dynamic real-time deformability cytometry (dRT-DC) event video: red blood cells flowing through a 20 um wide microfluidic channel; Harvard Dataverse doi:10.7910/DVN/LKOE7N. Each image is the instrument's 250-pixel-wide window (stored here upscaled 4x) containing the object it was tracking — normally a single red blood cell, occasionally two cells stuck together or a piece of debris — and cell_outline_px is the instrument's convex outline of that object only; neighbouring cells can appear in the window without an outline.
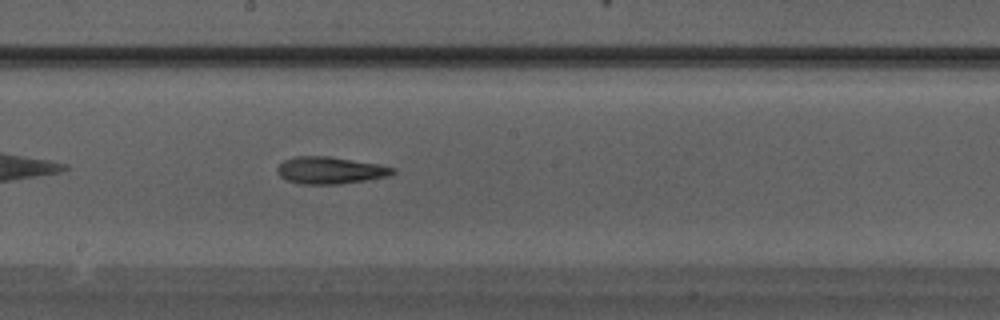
{"species": "Egyptian fruit bat (a non-hibernating species)", "species_latin": "Rousettus aegyptiacus", "temperature_condition": "warm", "stored_images_in_passage": 26, "camera_frame_rate_fps": 3000, "um_per_image_px": 0.085, "animal": {"sex": "male"}, "frame": {"image": 1, "passage_image": 11, "time_ms": 3.333, "image_size_px": [1000, 320], "cell_outline_px": [[396, 172], [388, 176], [340, 184], [300, 184], [284, 180], [276, 172], [276, 168], [284, 160], [296, 156], [328, 156], [380, 164], [396, 168]], "centroid_in_image_um": [28.04, 14.48], "position_along_channel_um": 220.2, "area_um2": 18.32}}
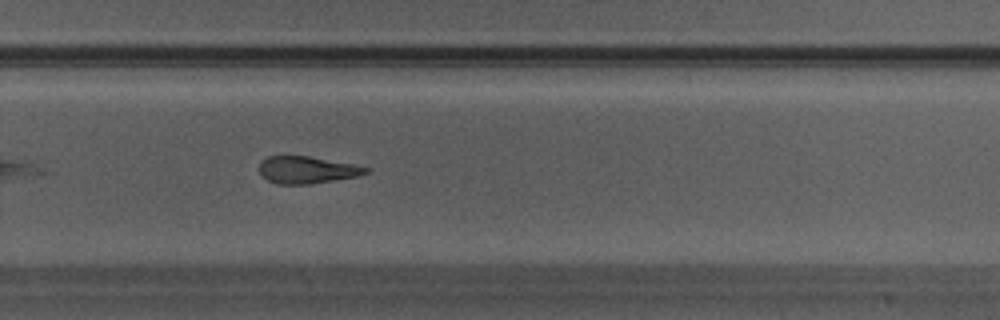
{"frame": {"image": 2, "passage_image": 15, "time_ms": 4.667, "image_size_px": [1000, 320], "cell_outline_px": [[372, 172], [356, 176], [308, 184], [276, 184], [268, 180], [260, 172], [260, 160], [268, 156], [308, 156], [352, 164], [368, 168]], "centroid_in_image_um": [26.07, 14.43], "position_along_channel_um": 303.7, "area_um2": 16.59}}